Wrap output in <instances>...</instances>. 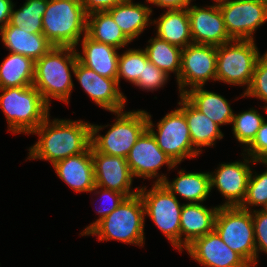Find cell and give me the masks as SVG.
Here are the masks:
<instances>
[{
    "label": "cell",
    "instance_id": "cell-1",
    "mask_svg": "<svg viewBox=\"0 0 267 267\" xmlns=\"http://www.w3.org/2000/svg\"><path fill=\"white\" fill-rule=\"evenodd\" d=\"M50 115L31 134L39 139L30 146L27 160H44L54 165L84 152L91 145V123L84 120L50 119Z\"/></svg>",
    "mask_w": 267,
    "mask_h": 267
},
{
    "label": "cell",
    "instance_id": "cell-2",
    "mask_svg": "<svg viewBox=\"0 0 267 267\" xmlns=\"http://www.w3.org/2000/svg\"><path fill=\"white\" fill-rule=\"evenodd\" d=\"M77 60L76 48L53 46L35 61L33 86L49 105L52 99L69 104Z\"/></svg>",
    "mask_w": 267,
    "mask_h": 267
},
{
    "label": "cell",
    "instance_id": "cell-3",
    "mask_svg": "<svg viewBox=\"0 0 267 267\" xmlns=\"http://www.w3.org/2000/svg\"><path fill=\"white\" fill-rule=\"evenodd\" d=\"M8 132L30 135L50 115V105L33 86L0 89Z\"/></svg>",
    "mask_w": 267,
    "mask_h": 267
},
{
    "label": "cell",
    "instance_id": "cell-4",
    "mask_svg": "<svg viewBox=\"0 0 267 267\" xmlns=\"http://www.w3.org/2000/svg\"><path fill=\"white\" fill-rule=\"evenodd\" d=\"M145 211L139 194L127 197L121 205L99 222L87 235L98 241H120L143 247L145 244Z\"/></svg>",
    "mask_w": 267,
    "mask_h": 267
},
{
    "label": "cell",
    "instance_id": "cell-5",
    "mask_svg": "<svg viewBox=\"0 0 267 267\" xmlns=\"http://www.w3.org/2000/svg\"><path fill=\"white\" fill-rule=\"evenodd\" d=\"M116 118L112 125L91 123V145L109 156L126 158L140 135L147 129V111L132 110L112 112ZM110 126L105 135L99 134L104 127Z\"/></svg>",
    "mask_w": 267,
    "mask_h": 267
},
{
    "label": "cell",
    "instance_id": "cell-6",
    "mask_svg": "<svg viewBox=\"0 0 267 267\" xmlns=\"http://www.w3.org/2000/svg\"><path fill=\"white\" fill-rule=\"evenodd\" d=\"M42 24L53 46L77 48L86 34L87 14L80 0H48Z\"/></svg>",
    "mask_w": 267,
    "mask_h": 267
},
{
    "label": "cell",
    "instance_id": "cell-7",
    "mask_svg": "<svg viewBox=\"0 0 267 267\" xmlns=\"http://www.w3.org/2000/svg\"><path fill=\"white\" fill-rule=\"evenodd\" d=\"M261 56L254 40H232L217 46L216 81L250 86L254 67Z\"/></svg>",
    "mask_w": 267,
    "mask_h": 267
},
{
    "label": "cell",
    "instance_id": "cell-8",
    "mask_svg": "<svg viewBox=\"0 0 267 267\" xmlns=\"http://www.w3.org/2000/svg\"><path fill=\"white\" fill-rule=\"evenodd\" d=\"M214 231L233 251L256 267V244L252 211L239 206H219Z\"/></svg>",
    "mask_w": 267,
    "mask_h": 267
},
{
    "label": "cell",
    "instance_id": "cell-9",
    "mask_svg": "<svg viewBox=\"0 0 267 267\" xmlns=\"http://www.w3.org/2000/svg\"><path fill=\"white\" fill-rule=\"evenodd\" d=\"M145 217L151 218L156 227L164 234L170 244L180 253L181 204L162 183H154L151 189L140 187Z\"/></svg>",
    "mask_w": 267,
    "mask_h": 267
},
{
    "label": "cell",
    "instance_id": "cell-10",
    "mask_svg": "<svg viewBox=\"0 0 267 267\" xmlns=\"http://www.w3.org/2000/svg\"><path fill=\"white\" fill-rule=\"evenodd\" d=\"M151 117L147 112V129L155 137L160 149L175 164L179 165L184 159H192L200 155L192 145L185 115L178 107L162 117L156 125L153 124Z\"/></svg>",
    "mask_w": 267,
    "mask_h": 267
},
{
    "label": "cell",
    "instance_id": "cell-11",
    "mask_svg": "<svg viewBox=\"0 0 267 267\" xmlns=\"http://www.w3.org/2000/svg\"><path fill=\"white\" fill-rule=\"evenodd\" d=\"M218 6L232 40H254L257 28L267 22V3L260 0H227Z\"/></svg>",
    "mask_w": 267,
    "mask_h": 267
},
{
    "label": "cell",
    "instance_id": "cell-12",
    "mask_svg": "<svg viewBox=\"0 0 267 267\" xmlns=\"http://www.w3.org/2000/svg\"><path fill=\"white\" fill-rule=\"evenodd\" d=\"M217 46L190 44L182 49L181 68L177 85L179 95L189 88L205 86L209 80L216 81Z\"/></svg>",
    "mask_w": 267,
    "mask_h": 267
},
{
    "label": "cell",
    "instance_id": "cell-13",
    "mask_svg": "<svg viewBox=\"0 0 267 267\" xmlns=\"http://www.w3.org/2000/svg\"><path fill=\"white\" fill-rule=\"evenodd\" d=\"M126 161L133 177L155 179L153 183H162L166 174H159V169L167 165L168 171L178 167L172 159L164 153L157 144L155 137L146 129L137 139L126 157Z\"/></svg>",
    "mask_w": 267,
    "mask_h": 267
},
{
    "label": "cell",
    "instance_id": "cell-14",
    "mask_svg": "<svg viewBox=\"0 0 267 267\" xmlns=\"http://www.w3.org/2000/svg\"><path fill=\"white\" fill-rule=\"evenodd\" d=\"M242 155L244 161L223 162L213 172H209L211 190L217 188L225 199L224 203L219 206H240L245 198L252 171L250 165H255V163L259 162H255L244 152Z\"/></svg>",
    "mask_w": 267,
    "mask_h": 267
},
{
    "label": "cell",
    "instance_id": "cell-15",
    "mask_svg": "<svg viewBox=\"0 0 267 267\" xmlns=\"http://www.w3.org/2000/svg\"><path fill=\"white\" fill-rule=\"evenodd\" d=\"M73 74L96 105L109 112L125 109L127 98L120 91L117 79L103 77L78 60Z\"/></svg>",
    "mask_w": 267,
    "mask_h": 267
},
{
    "label": "cell",
    "instance_id": "cell-16",
    "mask_svg": "<svg viewBox=\"0 0 267 267\" xmlns=\"http://www.w3.org/2000/svg\"><path fill=\"white\" fill-rule=\"evenodd\" d=\"M187 12L193 44L219 46L232 41L218 4L213 3L205 7L191 4Z\"/></svg>",
    "mask_w": 267,
    "mask_h": 267
},
{
    "label": "cell",
    "instance_id": "cell-17",
    "mask_svg": "<svg viewBox=\"0 0 267 267\" xmlns=\"http://www.w3.org/2000/svg\"><path fill=\"white\" fill-rule=\"evenodd\" d=\"M91 155L94 163L96 186L125 194L127 197H132L139 193V187H134V190L131 189L134 177L126 158L103 154L98 152L92 145Z\"/></svg>",
    "mask_w": 267,
    "mask_h": 267
},
{
    "label": "cell",
    "instance_id": "cell-18",
    "mask_svg": "<svg viewBox=\"0 0 267 267\" xmlns=\"http://www.w3.org/2000/svg\"><path fill=\"white\" fill-rule=\"evenodd\" d=\"M184 250L201 266L252 267L241 255L225 244L215 231L195 239Z\"/></svg>",
    "mask_w": 267,
    "mask_h": 267
},
{
    "label": "cell",
    "instance_id": "cell-19",
    "mask_svg": "<svg viewBox=\"0 0 267 267\" xmlns=\"http://www.w3.org/2000/svg\"><path fill=\"white\" fill-rule=\"evenodd\" d=\"M53 168L57 176L76 193H91L96 185L91 145L80 154L56 162Z\"/></svg>",
    "mask_w": 267,
    "mask_h": 267
},
{
    "label": "cell",
    "instance_id": "cell-20",
    "mask_svg": "<svg viewBox=\"0 0 267 267\" xmlns=\"http://www.w3.org/2000/svg\"><path fill=\"white\" fill-rule=\"evenodd\" d=\"M219 205L207 207L203 203H183L180 217V253L195 239L214 231Z\"/></svg>",
    "mask_w": 267,
    "mask_h": 267
},
{
    "label": "cell",
    "instance_id": "cell-21",
    "mask_svg": "<svg viewBox=\"0 0 267 267\" xmlns=\"http://www.w3.org/2000/svg\"><path fill=\"white\" fill-rule=\"evenodd\" d=\"M78 42L82 52L76 48L78 61L106 78L116 79L118 75V48L92 40L86 34Z\"/></svg>",
    "mask_w": 267,
    "mask_h": 267
},
{
    "label": "cell",
    "instance_id": "cell-22",
    "mask_svg": "<svg viewBox=\"0 0 267 267\" xmlns=\"http://www.w3.org/2000/svg\"><path fill=\"white\" fill-rule=\"evenodd\" d=\"M179 109L184 113L193 147L201 154L202 147H215L224 137L220 126L196 109L183 95H179Z\"/></svg>",
    "mask_w": 267,
    "mask_h": 267
},
{
    "label": "cell",
    "instance_id": "cell-23",
    "mask_svg": "<svg viewBox=\"0 0 267 267\" xmlns=\"http://www.w3.org/2000/svg\"><path fill=\"white\" fill-rule=\"evenodd\" d=\"M119 26L124 35L132 42L152 24V7L133 0H122L107 11Z\"/></svg>",
    "mask_w": 267,
    "mask_h": 267
},
{
    "label": "cell",
    "instance_id": "cell-24",
    "mask_svg": "<svg viewBox=\"0 0 267 267\" xmlns=\"http://www.w3.org/2000/svg\"><path fill=\"white\" fill-rule=\"evenodd\" d=\"M1 41L9 52L21 54L34 62L45 55L53 44L43 35L28 33L7 24L0 30Z\"/></svg>",
    "mask_w": 267,
    "mask_h": 267
},
{
    "label": "cell",
    "instance_id": "cell-25",
    "mask_svg": "<svg viewBox=\"0 0 267 267\" xmlns=\"http://www.w3.org/2000/svg\"><path fill=\"white\" fill-rule=\"evenodd\" d=\"M178 176L171 181L168 177L162 182L176 198L177 195L185 199L186 203H203L211 194L209 172H186L178 170Z\"/></svg>",
    "mask_w": 267,
    "mask_h": 267
},
{
    "label": "cell",
    "instance_id": "cell-26",
    "mask_svg": "<svg viewBox=\"0 0 267 267\" xmlns=\"http://www.w3.org/2000/svg\"><path fill=\"white\" fill-rule=\"evenodd\" d=\"M183 96L220 127L232 123L234 111L224 96L206 90L204 86L191 88Z\"/></svg>",
    "mask_w": 267,
    "mask_h": 267
},
{
    "label": "cell",
    "instance_id": "cell-27",
    "mask_svg": "<svg viewBox=\"0 0 267 267\" xmlns=\"http://www.w3.org/2000/svg\"><path fill=\"white\" fill-rule=\"evenodd\" d=\"M152 24L156 25V36L170 44L183 49L193 43L187 8L166 10Z\"/></svg>",
    "mask_w": 267,
    "mask_h": 267
},
{
    "label": "cell",
    "instance_id": "cell-28",
    "mask_svg": "<svg viewBox=\"0 0 267 267\" xmlns=\"http://www.w3.org/2000/svg\"><path fill=\"white\" fill-rule=\"evenodd\" d=\"M86 35L96 42L109 44L118 49L128 47L131 43L107 11L87 15Z\"/></svg>",
    "mask_w": 267,
    "mask_h": 267
},
{
    "label": "cell",
    "instance_id": "cell-29",
    "mask_svg": "<svg viewBox=\"0 0 267 267\" xmlns=\"http://www.w3.org/2000/svg\"><path fill=\"white\" fill-rule=\"evenodd\" d=\"M35 62L10 52L0 64V89L33 85Z\"/></svg>",
    "mask_w": 267,
    "mask_h": 267
},
{
    "label": "cell",
    "instance_id": "cell-30",
    "mask_svg": "<svg viewBox=\"0 0 267 267\" xmlns=\"http://www.w3.org/2000/svg\"><path fill=\"white\" fill-rule=\"evenodd\" d=\"M148 61L153 63L168 76L175 74L178 80L181 68L182 49L178 46L168 43L167 41L157 37L148 40V45L144 48Z\"/></svg>",
    "mask_w": 267,
    "mask_h": 267
},
{
    "label": "cell",
    "instance_id": "cell-31",
    "mask_svg": "<svg viewBox=\"0 0 267 267\" xmlns=\"http://www.w3.org/2000/svg\"><path fill=\"white\" fill-rule=\"evenodd\" d=\"M48 0H26L22 7L14 10L13 4L9 25L19 27L24 32L43 34L42 17Z\"/></svg>",
    "mask_w": 267,
    "mask_h": 267
},
{
    "label": "cell",
    "instance_id": "cell-32",
    "mask_svg": "<svg viewBox=\"0 0 267 267\" xmlns=\"http://www.w3.org/2000/svg\"><path fill=\"white\" fill-rule=\"evenodd\" d=\"M265 118L254 108L234 113L232 119V133L236 140L243 145L245 150L255 139L258 129L261 127Z\"/></svg>",
    "mask_w": 267,
    "mask_h": 267
},
{
    "label": "cell",
    "instance_id": "cell-33",
    "mask_svg": "<svg viewBox=\"0 0 267 267\" xmlns=\"http://www.w3.org/2000/svg\"><path fill=\"white\" fill-rule=\"evenodd\" d=\"M148 62V57L144 49H126L118 58L117 83L120 86L121 78L135 85L139 77L143 74L144 64Z\"/></svg>",
    "mask_w": 267,
    "mask_h": 267
},
{
    "label": "cell",
    "instance_id": "cell-34",
    "mask_svg": "<svg viewBox=\"0 0 267 267\" xmlns=\"http://www.w3.org/2000/svg\"><path fill=\"white\" fill-rule=\"evenodd\" d=\"M267 166V162H259ZM267 169V168H266ZM255 170L251 171L247 191L242 204L239 206L242 209L253 211L255 207L267 209V170L258 174ZM253 206V207H252Z\"/></svg>",
    "mask_w": 267,
    "mask_h": 267
},
{
    "label": "cell",
    "instance_id": "cell-35",
    "mask_svg": "<svg viewBox=\"0 0 267 267\" xmlns=\"http://www.w3.org/2000/svg\"><path fill=\"white\" fill-rule=\"evenodd\" d=\"M240 97H254L267 103V51L257 59L250 86ZM263 109L267 112V104Z\"/></svg>",
    "mask_w": 267,
    "mask_h": 267
},
{
    "label": "cell",
    "instance_id": "cell-36",
    "mask_svg": "<svg viewBox=\"0 0 267 267\" xmlns=\"http://www.w3.org/2000/svg\"><path fill=\"white\" fill-rule=\"evenodd\" d=\"M92 192H94V194L96 195H100V197L103 199V206L96 210L99 216L98 219L92 222L89 226H86V228H84V230L80 232L79 235L81 236H86L99 222H101L105 217H107L111 212H113L127 198L125 194L96 185L94 186V189L91 191V193Z\"/></svg>",
    "mask_w": 267,
    "mask_h": 267
},
{
    "label": "cell",
    "instance_id": "cell-37",
    "mask_svg": "<svg viewBox=\"0 0 267 267\" xmlns=\"http://www.w3.org/2000/svg\"><path fill=\"white\" fill-rule=\"evenodd\" d=\"M170 76L151 62L144 64L143 74L139 77L136 87L146 91H157L163 88Z\"/></svg>",
    "mask_w": 267,
    "mask_h": 267
},
{
    "label": "cell",
    "instance_id": "cell-38",
    "mask_svg": "<svg viewBox=\"0 0 267 267\" xmlns=\"http://www.w3.org/2000/svg\"><path fill=\"white\" fill-rule=\"evenodd\" d=\"M254 237L256 244V266L258 265L259 252L267 254V209L252 211Z\"/></svg>",
    "mask_w": 267,
    "mask_h": 267
},
{
    "label": "cell",
    "instance_id": "cell-39",
    "mask_svg": "<svg viewBox=\"0 0 267 267\" xmlns=\"http://www.w3.org/2000/svg\"><path fill=\"white\" fill-rule=\"evenodd\" d=\"M243 152L255 162H267V121L262 123L252 143Z\"/></svg>",
    "mask_w": 267,
    "mask_h": 267
},
{
    "label": "cell",
    "instance_id": "cell-40",
    "mask_svg": "<svg viewBox=\"0 0 267 267\" xmlns=\"http://www.w3.org/2000/svg\"><path fill=\"white\" fill-rule=\"evenodd\" d=\"M85 13L89 15L93 12L98 11H108L112 9L117 4H119L122 0H80Z\"/></svg>",
    "mask_w": 267,
    "mask_h": 267
},
{
    "label": "cell",
    "instance_id": "cell-41",
    "mask_svg": "<svg viewBox=\"0 0 267 267\" xmlns=\"http://www.w3.org/2000/svg\"><path fill=\"white\" fill-rule=\"evenodd\" d=\"M194 0H146L147 3L167 10L184 9L191 5Z\"/></svg>",
    "mask_w": 267,
    "mask_h": 267
},
{
    "label": "cell",
    "instance_id": "cell-42",
    "mask_svg": "<svg viewBox=\"0 0 267 267\" xmlns=\"http://www.w3.org/2000/svg\"><path fill=\"white\" fill-rule=\"evenodd\" d=\"M13 4L12 0H0V30L9 23Z\"/></svg>",
    "mask_w": 267,
    "mask_h": 267
},
{
    "label": "cell",
    "instance_id": "cell-43",
    "mask_svg": "<svg viewBox=\"0 0 267 267\" xmlns=\"http://www.w3.org/2000/svg\"><path fill=\"white\" fill-rule=\"evenodd\" d=\"M212 1H214L215 4H219V3L225 2V1H227V0H212Z\"/></svg>",
    "mask_w": 267,
    "mask_h": 267
}]
</instances>
